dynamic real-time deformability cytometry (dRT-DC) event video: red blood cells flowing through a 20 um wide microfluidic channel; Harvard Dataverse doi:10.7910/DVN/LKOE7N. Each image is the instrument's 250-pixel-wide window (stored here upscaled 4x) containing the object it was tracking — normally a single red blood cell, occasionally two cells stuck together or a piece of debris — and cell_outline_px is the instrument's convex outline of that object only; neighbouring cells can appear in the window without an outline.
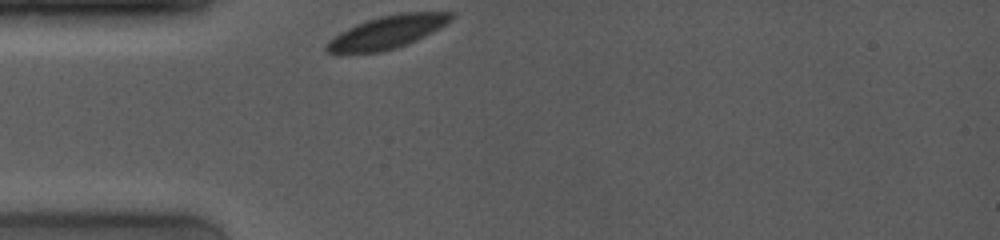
{"species": "common noctule bat (a hibernating species)", "species_latin": "Nyctalus noctula", "temperature_condition": "room temperature", "stored_images_in_passage": 23, "camera_frame_rate_fps": 4000, "um_per_image_px": 0.085, "animal": {"sex": "female", "body_mass_g": 19.0, "forearm_length_mm": 53.3}, "frame": {"image": 1, "passage_image": 1, "time_ms": 0.0, "image_size_px": [1000, 240], "cell_outline_px": [[452, 20], [416, 40], [396, 48], [380, 52], [328, 52], [324, 48], [328, 40], [332, 36], [356, 24], [380, 16], [400, 12], [452, 12]], "centroid_in_image_um": [32.89, 2.71], "position_along_channel_um": 52.1, "area_um2": 23.35}}
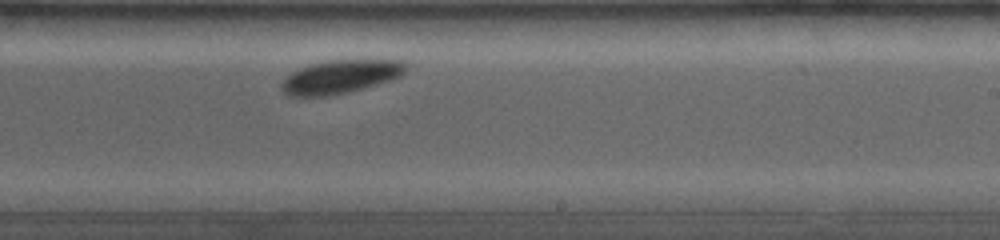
{"frame": {"image": 2, "passage_image": 14, "time_ms": 5.75, "image_size_px": [1000, 240], "cell_outline_px": [[408, 68], [400, 76], [376, 84], [348, 92], [328, 96], [288, 96], [280, 88], [280, 84], [292, 72], [308, 64], [328, 60], [400, 60], [408, 64]], "centroid_in_image_um": [28.92, 6.51], "position_along_channel_um": 260.1, "area_um2": 24.1}}
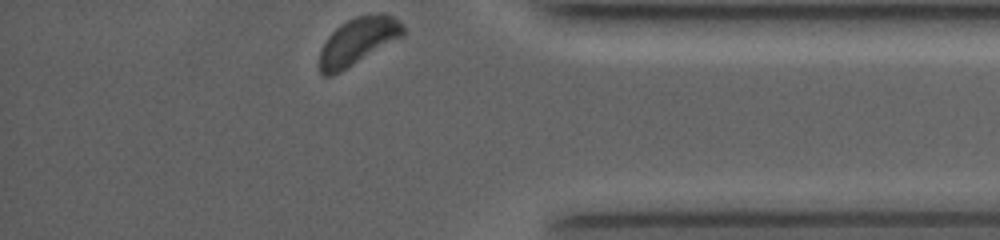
{"frame": {"image": 3, "passage_image": 23, "time_ms": 9.75, "image_size_px": [1000, 240], "cell_outline_px": [[404, 36], [340, 72], [332, 76], [324, 76], [320, 72], [320, 48], [328, 36], [336, 28], [348, 20], [356, 16], [380, 12], [392, 16], [400, 20], [404, 24]], "centroid_in_image_um": [30.45, 3.49], "position_along_channel_um": 404.8, "area_um2": 23.06}, "authors_computed_cell_mechanics": {"area_um2": 24.3338, "velocity_mm_per_s": 3.7927, "shape_relaxation_time_tau1_ms": 0.7016, "shape_relaxation_time_tau2_ms": null, "deformation_change_tau1": 0.0489, "deformation_change_tau2": null}}